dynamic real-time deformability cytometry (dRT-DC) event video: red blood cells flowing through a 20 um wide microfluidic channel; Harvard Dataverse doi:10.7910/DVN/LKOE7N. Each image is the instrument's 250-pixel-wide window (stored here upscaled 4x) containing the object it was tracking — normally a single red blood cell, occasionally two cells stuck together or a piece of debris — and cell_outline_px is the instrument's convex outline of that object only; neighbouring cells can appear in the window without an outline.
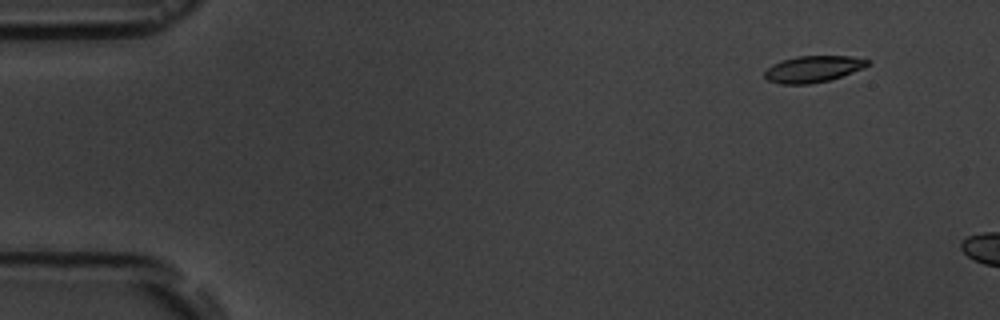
{"species": "common noctule bat (a hibernating species)", "species_latin": "Nyctalus noctula", "temperature_condition": "room temperature", "stored_images_in_passage": 3, "camera_frame_rate_fps": 3000, "um_per_image_px": 0.085, "animal": {"sex": "male", "body_mass_g": 19.5, "forearm_length_mm": 54.6}, "frame": {"image": 1, "passage_image": 1, "time_ms": 0.0, "image_size_px": [1000, 320], "cell_outline_px": [[872, 60], [864, 68], [828, 80], [808, 84], [780, 84], [768, 80], [764, 76], [764, 72], [772, 64], [796, 56], [852, 56]], "centroid_in_image_um": [69.12, 5.86], "position_along_channel_um": 15.9, "area_um2": 15.78}}